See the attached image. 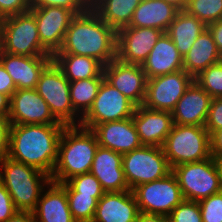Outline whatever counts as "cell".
Here are the masks:
<instances>
[{"label": "cell", "instance_id": "obj_33", "mask_svg": "<svg viewBox=\"0 0 222 222\" xmlns=\"http://www.w3.org/2000/svg\"><path fill=\"white\" fill-rule=\"evenodd\" d=\"M185 10L208 25L222 19V0H188Z\"/></svg>", "mask_w": 222, "mask_h": 222}, {"label": "cell", "instance_id": "obj_35", "mask_svg": "<svg viewBox=\"0 0 222 222\" xmlns=\"http://www.w3.org/2000/svg\"><path fill=\"white\" fill-rule=\"evenodd\" d=\"M169 222H202L198 201L183 200L168 215Z\"/></svg>", "mask_w": 222, "mask_h": 222}, {"label": "cell", "instance_id": "obj_39", "mask_svg": "<svg viewBox=\"0 0 222 222\" xmlns=\"http://www.w3.org/2000/svg\"><path fill=\"white\" fill-rule=\"evenodd\" d=\"M30 9V0H0V17L2 19L28 12Z\"/></svg>", "mask_w": 222, "mask_h": 222}, {"label": "cell", "instance_id": "obj_7", "mask_svg": "<svg viewBox=\"0 0 222 222\" xmlns=\"http://www.w3.org/2000/svg\"><path fill=\"white\" fill-rule=\"evenodd\" d=\"M0 50L21 56H52L41 45L35 15L31 11L2 20Z\"/></svg>", "mask_w": 222, "mask_h": 222}, {"label": "cell", "instance_id": "obj_29", "mask_svg": "<svg viewBox=\"0 0 222 222\" xmlns=\"http://www.w3.org/2000/svg\"><path fill=\"white\" fill-rule=\"evenodd\" d=\"M52 60L70 81L98 77L104 65L94 57L74 54H54Z\"/></svg>", "mask_w": 222, "mask_h": 222}, {"label": "cell", "instance_id": "obj_22", "mask_svg": "<svg viewBox=\"0 0 222 222\" xmlns=\"http://www.w3.org/2000/svg\"><path fill=\"white\" fill-rule=\"evenodd\" d=\"M139 212L132 190L105 192L97 202L92 222H136Z\"/></svg>", "mask_w": 222, "mask_h": 222}, {"label": "cell", "instance_id": "obj_12", "mask_svg": "<svg viewBox=\"0 0 222 222\" xmlns=\"http://www.w3.org/2000/svg\"><path fill=\"white\" fill-rule=\"evenodd\" d=\"M194 81V77L184 69L147 80L143 106L172 112L179 99Z\"/></svg>", "mask_w": 222, "mask_h": 222}, {"label": "cell", "instance_id": "obj_36", "mask_svg": "<svg viewBox=\"0 0 222 222\" xmlns=\"http://www.w3.org/2000/svg\"><path fill=\"white\" fill-rule=\"evenodd\" d=\"M202 222H222V191L198 201Z\"/></svg>", "mask_w": 222, "mask_h": 222}, {"label": "cell", "instance_id": "obj_31", "mask_svg": "<svg viewBox=\"0 0 222 222\" xmlns=\"http://www.w3.org/2000/svg\"><path fill=\"white\" fill-rule=\"evenodd\" d=\"M63 184L66 187V193L92 195L97 201L105 193L99 180L90 172L73 176Z\"/></svg>", "mask_w": 222, "mask_h": 222}, {"label": "cell", "instance_id": "obj_9", "mask_svg": "<svg viewBox=\"0 0 222 222\" xmlns=\"http://www.w3.org/2000/svg\"><path fill=\"white\" fill-rule=\"evenodd\" d=\"M122 168L130 190L172 172L163 148L146 145L122 154Z\"/></svg>", "mask_w": 222, "mask_h": 222}, {"label": "cell", "instance_id": "obj_8", "mask_svg": "<svg viewBox=\"0 0 222 222\" xmlns=\"http://www.w3.org/2000/svg\"><path fill=\"white\" fill-rule=\"evenodd\" d=\"M35 90L47 102L59 123L80 125L81 117L74 111L70 98V81L53 60L41 72Z\"/></svg>", "mask_w": 222, "mask_h": 222}, {"label": "cell", "instance_id": "obj_1", "mask_svg": "<svg viewBox=\"0 0 222 222\" xmlns=\"http://www.w3.org/2000/svg\"><path fill=\"white\" fill-rule=\"evenodd\" d=\"M64 124H11L8 157L51 176Z\"/></svg>", "mask_w": 222, "mask_h": 222}, {"label": "cell", "instance_id": "obj_24", "mask_svg": "<svg viewBox=\"0 0 222 222\" xmlns=\"http://www.w3.org/2000/svg\"><path fill=\"white\" fill-rule=\"evenodd\" d=\"M33 211L37 222H76L69 209L65 185L50 181ZM44 192V193H43Z\"/></svg>", "mask_w": 222, "mask_h": 222}, {"label": "cell", "instance_id": "obj_40", "mask_svg": "<svg viewBox=\"0 0 222 222\" xmlns=\"http://www.w3.org/2000/svg\"><path fill=\"white\" fill-rule=\"evenodd\" d=\"M17 211L9 192L0 181V222H6Z\"/></svg>", "mask_w": 222, "mask_h": 222}, {"label": "cell", "instance_id": "obj_15", "mask_svg": "<svg viewBox=\"0 0 222 222\" xmlns=\"http://www.w3.org/2000/svg\"><path fill=\"white\" fill-rule=\"evenodd\" d=\"M30 11L35 15L41 45L53 56L61 48L75 14L69 9L52 6Z\"/></svg>", "mask_w": 222, "mask_h": 222}, {"label": "cell", "instance_id": "obj_21", "mask_svg": "<svg viewBox=\"0 0 222 222\" xmlns=\"http://www.w3.org/2000/svg\"><path fill=\"white\" fill-rule=\"evenodd\" d=\"M105 192L130 190L122 168V154L98 146L90 169Z\"/></svg>", "mask_w": 222, "mask_h": 222}, {"label": "cell", "instance_id": "obj_43", "mask_svg": "<svg viewBox=\"0 0 222 222\" xmlns=\"http://www.w3.org/2000/svg\"><path fill=\"white\" fill-rule=\"evenodd\" d=\"M211 156L216 159L222 158V128L210 135Z\"/></svg>", "mask_w": 222, "mask_h": 222}, {"label": "cell", "instance_id": "obj_3", "mask_svg": "<svg viewBox=\"0 0 222 222\" xmlns=\"http://www.w3.org/2000/svg\"><path fill=\"white\" fill-rule=\"evenodd\" d=\"M98 146L97 137L92 130L80 125L65 126L51 181L62 184L73 176L89 173Z\"/></svg>", "mask_w": 222, "mask_h": 222}, {"label": "cell", "instance_id": "obj_26", "mask_svg": "<svg viewBox=\"0 0 222 222\" xmlns=\"http://www.w3.org/2000/svg\"><path fill=\"white\" fill-rule=\"evenodd\" d=\"M221 60L222 55L218 51L211 32L206 28L183 56V68L188 74L196 77L201 71Z\"/></svg>", "mask_w": 222, "mask_h": 222}, {"label": "cell", "instance_id": "obj_2", "mask_svg": "<svg viewBox=\"0 0 222 222\" xmlns=\"http://www.w3.org/2000/svg\"><path fill=\"white\" fill-rule=\"evenodd\" d=\"M117 32L90 7L73 17L55 54L94 57L104 66L116 59Z\"/></svg>", "mask_w": 222, "mask_h": 222}, {"label": "cell", "instance_id": "obj_10", "mask_svg": "<svg viewBox=\"0 0 222 222\" xmlns=\"http://www.w3.org/2000/svg\"><path fill=\"white\" fill-rule=\"evenodd\" d=\"M140 212L168 216L184 197L175 175L141 184L132 189Z\"/></svg>", "mask_w": 222, "mask_h": 222}, {"label": "cell", "instance_id": "obj_30", "mask_svg": "<svg viewBox=\"0 0 222 222\" xmlns=\"http://www.w3.org/2000/svg\"><path fill=\"white\" fill-rule=\"evenodd\" d=\"M105 79L102 72L98 77L70 82V98L74 111L82 118L92 106L99 87Z\"/></svg>", "mask_w": 222, "mask_h": 222}, {"label": "cell", "instance_id": "obj_32", "mask_svg": "<svg viewBox=\"0 0 222 222\" xmlns=\"http://www.w3.org/2000/svg\"><path fill=\"white\" fill-rule=\"evenodd\" d=\"M66 194L73 219L76 222H92L98 201L92 195Z\"/></svg>", "mask_w": 222, "mask_h": 222}, {"label": "cell", "instance_id": "obj_13", "mask_svg": "<svg viewBox=\"0 0 222 222\" xmlns=\"http://www.w3.org/2000/svg\"><path fill=\"white\" fill-rule=\"evenodd\" d=\"M103 73L105 80L136 107L143 105L148 79L140 64H127L116 58L103 67Z\"/></svg>", "mask_w": 222, "mask_h": 222}, {"label": "cell", "instance_id": "obj_34", "mask_svg": "<svg viewBox=\"0 0 222 222\" xmlns=\"http://www.w3.org/2000/svg\"><path fill=\"white\" fill-rule=\"evenodd\" d=\"M194 80L212 99L222 98V60L201 71Z\"/></svg>", "mask_w": 222, "mask_h": 222}, {"label": "cell", "instance_id": "obj_46", "mask_svg": "<svg viewBox=\"0 0 222 222\" xmlns=\"http://www.w3.org/2000/svg\"><path fill=\"white\" fill-rule=\"evenodd\" d=\"M6 222H37L33 212L17 211Z\"/></svg>", "mask_w": 222, "mask_h": 222}, {"label": "cell", "instance_id": "obj_11", "mask_svg": "<svg viewBox=\"0 0 222 222\" xmlns=\"http://www.w3.org/2000/svg\"><path fill=\"white\" fill-rule=\"evenodd\" d=\"M136 106L105 79L80 126L92 130L96 125L133 117Z\"/></svg>", "mask_w": 222, "mask_h": 222}, {"label": "cell", "instance_id": "obj_49", "mask_svg": "<svg viewBox=\"0 0 222 222\" xmlns=\"http://www.w3.org/2000/svg\"><path fill=\"white\" fill-rule=\"evenodd\" d=\"M222 170V158L218 159Z\"/></svg>", "mask_w": 222, "mask_h": 222}, {"label": "cell", "instance_id": "obj_20", "mask_svg": "<svg viewBox=\"0 0 222 222\" xmlns=\"http://www.w3.org/2000/svg\"><path fill=\"white\" fill-rule=\"evenodd\" d=\"M52 56H21L0 50V62L11 76L16 89H35L39 76Z\"/></svg>", "mask_w": 222, "mask_h": 222}, {"label": "cell", "instance_id": "obj_38", "mask_svg": "<svg viewBox=\"0 0 222 222\" xmlns=\"http://www.w3.org/2000/svg\"><path fill=\"white\" fill-rule=\"evenodd\" d=\"M204 127L210 135L214 131L222 128V98H214L211 100Z\"/></svg>", "mask_w": 222, "mask_h": 222}, {"label": "cell", "instance_id": "obj_4", "mask_svg": "<svg viewBox=\"0 0 222 222\" xmlns=\"http://www.w3.org/2000/svg\"><path fill=\"white\" fill-rule=\"evenodd\" d=\"M0 181L18 211L33 212L51 178L34 167L5 156L0 159Z\"/></svg>", "mask_w": 222, "mask_h": 222}, {"label": "cell", "instance_id": "obj_42", "mask_svg": "<svg viewBox=\"0 0 222 222\" xmlns=\"http://www.w3.org/2000/svg\"><path fill=\"white\" fill-rule=\"evenodd\" d=\"M16 86L13 79L5 70L4 66L0 62V93L8 95L10 98L12 94L16 91Z\"/></svg>", "mask_w": 222, "mask_h": 222}, {"label": "cell", "instance_id": "obj_48", "mask_svg": "<svg viewBox=\"0 0 222 222\" xmlns=\"http://www.w3.org/2000/svg\"><path fill=\"white\" fill-rule=\"evenodd\" d=\"M165 1L175 6L179 11L185 10L188 4V0H165Z\"/></svg>", "mask_w": 222, "mask_h": 222}, {"label": "cell", "instance_id": "obj_28", "mask_svg": "<svg viewBox=\"0 0 222 222\" xmlns=\"http://www.w3.org/2000/svg\"><path fill=\"white\" fill-rule=\"evenodd\" d=\"M142 0H91V8L116 32L129 26Z\"/></svg>", "mask_w": 222, "mask_h": 222}, {"label": "cell", "instance_id": "obj_47", "mask_svg": "<svg viewBox=\"0 0 222 222\" xmlns=\"http://www.w3.org/2000/svg\"><path fill=\"white\" fill-rule=\"evenodd\" d=\"M10 100L8 95L0 93V116H9Z\"/></svg>", "mask_w": 222, "mask_h": 222}, {"label": "cell", "instance_id": "obj_5", "mask_svg": "<svg viewBox=\"0 0 222 222\" xmlns=\"http://www.w3.org/2000/svg\"><path fill=\"white\" fill-rule=\"evenodd\" d=\"M184 200L200 201L222 191V170L219 160L211 156L172 168Z\"/></svg>", "mask_w": 222, "mask_h": 222}, {"label": "cell", "instance_id": "obj_23", "mask_svg": "<svg viewBox=\"0 0 222 222\" xmlns=\"http://www.w3.org/2000/svg\"><path fill=\"white\" fill-rule=\"evenodd\" d=\"M141 66L147 79H150L184 69L183 56L179 53L170 36L164 32Z\"/></svg>", "mask_w": 222, "mask_h": 222}, {"label": "cell", "instance_id": "obj_27", "mask_svg": "<svg viewBox=\"0 0 222 222\" xmlns=\"http://www.w3.org/2000/svg\"><path fill=\"white\" fill-rule=\"evenodd\" d=\"M207 25L186 10H180L170 23L167 34L173 40L179 53L184 56Z\"/></svg>", "mask_w": 222, "mask_h": 222}, {"label": "cell", "instance_id": "obj_25", "mask_svg": "<svg viewBox=\"0 0 222 222\" xmlns=\"http://www.w3.org/2000/svg\"><path fill=\"white\" fill-rule=\"evenodd\" d=\"M178 11L165 0H142L127 27L155 28L167 32Z\"/></svg>", "mask_w": 222, "mask_h": 222}, {"label": "cell", "instance_id": "obj_41", "mask_svg": "<svg viewBox=\"0 0 222 222\" xmlns=\"http://www.w3.org/2000/svg\"><path fill=\"white\" fill-rule=\"evenodd\" d=\"M10 127L8 116H0V159L8 155Z\"/></svg>", "mask_w": 222, "mask_h": 222}, {"label": "cell", "instance_id": "obj_19", "mask_svg": "<svg viewBox=\"0 0 222 222\" xmlns=\"http://www.w3.org/2000/svg\"><path fill=\"white\" fill-rule=\"evenodd\" d=\"M212 97L194 80L173 109L174 124L205 126Z\"/></svg>", "mask_w": 222, "mask_h": 222}, {"label": "cell", "instance_id": "obj_14", "mask_svg": "<svg viewBox=\"0 0 222 222\" xmlns=\"http://www.w3.org/2000/svg\"><path fill=\"white\" fill-rule=\"evenodd\" d=\"M163 33L155 28H121L117 31L116 58L127 64L141 65Z\"/></svg>", "mask_w": 222, "mask_h": 222}, {"label": "cell", "instance_id": "obj_6", "mask_svg": "<svg viewBox=\"0 0 222 222\" xmlns=\"http://www.w3.org/2000/svg\"><path fill=\"white\" fill-rule=\"evenodd\" d=\"M171 168L211 157L210 134L204 126L174 124L162 146Z\"/></svg>", "mask_w": 222, "mask_h": 222}, {"label": "cell", "instance_id": "obj_37", "mask_svg": "<svg viewBox=\"0 0 222 222\" xmlns=\"http://www.w3.org/2000/svg\"><path fill=\"white\" fill-rule=\"evenodd\" d=\"M30 4L31 8L63 7L77 15L91 7V0H30Z\"/></svg>", "mask_w": 222, "mask_h": 222}, {"label": "cell", "instance_id": "obj_17", "mask_svg": "<svg viewBox=\"0 0 222 222\" xmlns=\"http://www.w3.org/2000/svg\"><path fill=\"white\" fill-rule=\"evenodd\" d=\"M139 140L142 145L162 147L174 125L172 113L137 106L133 114Z\"/></svg>", "mask_w": 222, "mask_h": 222}, {"label": "cell", "instance_id": "obj_18", "mask_svg": "<svg viewBox=\"0 0 222 222\" xmlns=\"http://www.w3.org/2000/svg\"><path fill=\"white\" fill-rule=\"evenodd\" d=\"M92 131L99 146L121 154L142 146L132 117L98 124Z\"/></svg>", "mask_w": 222, "mask_h": 222}, {"label": "cell", "instance_id": "obj_45", "mask_svg": "<svg viewBox=\"0 0 222 222\" xmlns=\"http://www.w3.org/2000/svg\"><path fill=\"white\" fill-rule=\"evenodd\" d=\"M136 222H169L168 216L139 212Z\"/></svg>", "mask_w": 222, "mask_h": 222}, {"label": "cell", "instance_id": "obj_44", "mask_svg": "<svg viewBox=\"0 0 222 222\" xmlns=\"http://www.w3.org/2000/svg\"><path fill=\"white\" fill-rule=\"evenodd\" d=\"M207 28L213 36V40L222 55V19L207 25Z\"/></svg>", "mask_w": 222, "mask_h": 222}, {"label": "cell", "instance_id": "obj_16", "mask_svg": "<svg viewBox=\"0 0 222 222\" xmlns=\"http://www.w3.org/2000/svg\"><path fill=\"white\" fill-rule=\"evenodd\" d=\"M8 119L11 124H62L35 89H18L12 94Z\"/></svg>", "mask_w": 222, "mask_h": 222}]
</instances>
